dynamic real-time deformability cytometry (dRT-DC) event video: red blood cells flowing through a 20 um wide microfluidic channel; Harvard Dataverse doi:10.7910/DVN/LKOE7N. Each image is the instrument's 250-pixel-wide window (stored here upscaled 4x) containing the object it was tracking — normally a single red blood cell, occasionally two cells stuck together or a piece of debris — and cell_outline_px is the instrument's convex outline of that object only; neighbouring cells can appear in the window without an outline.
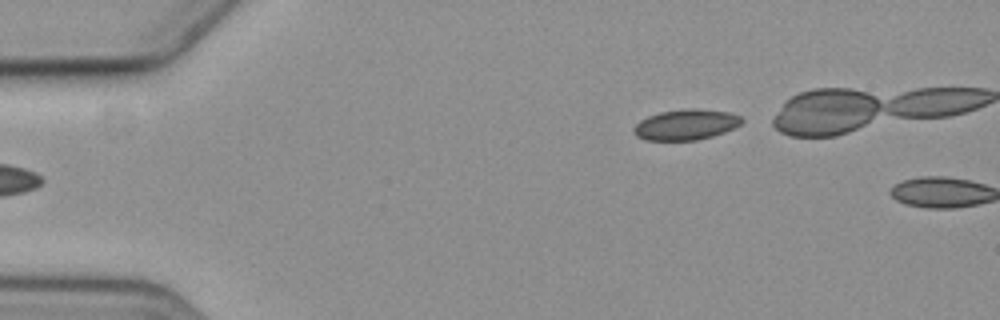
{"species": "common noctule bat (a hibernating species)", "species_latin": "Nyctalus noctula", "temperature_condition": "cold", "stored_images_in_passage": 4, "segment_of_instrument_passage": [2, 2], "camera_frame_rate_fps": 3000, "um_per_image_px": 0.085, "animal": {"sex": "female", "body_mass_g": 19.3, "forearm_length_mm": 54.1}, "frame": {"image": 1, "passage_image": 4, "time_ms": 3.667, "image_size_px": [1000, 320], "cell_outline_px": [[744, 120], [740, 124], [724, 132], [712, 136], [696, 140], [644, 140], [636, 136], [632, 132], [632, 128], [640, 120], [648, 116], [660, 112], [688, 108], [696, 108], [728, 112], [740, 116]], "centroid_in_image_um": [58.26, 10.59], "position_along_channel_um": 26.7, "area_um2": 19.25}}